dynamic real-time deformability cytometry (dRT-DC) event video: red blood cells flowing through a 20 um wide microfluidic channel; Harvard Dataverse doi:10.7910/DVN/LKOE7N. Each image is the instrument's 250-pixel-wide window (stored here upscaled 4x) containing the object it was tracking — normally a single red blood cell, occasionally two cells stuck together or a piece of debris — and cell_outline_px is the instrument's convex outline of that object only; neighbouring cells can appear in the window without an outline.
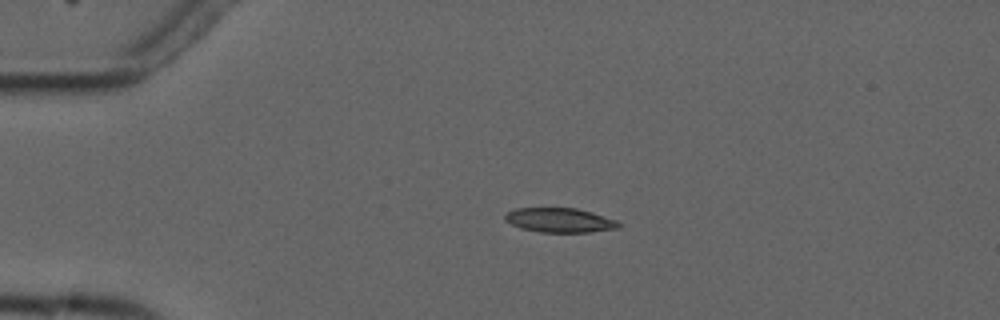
{"species": "common noctule bat (a hibernating species)", "species_latin": "Nyctalus noctula", "temperature_condition": "cold", "stored_images_in_passage": 4, "camera_frame_rate_fps": 3000, "um_per_image_px": 0.085, "animal": {"sex": "male", "forearm_length_mm": 52.5}, "frame": {"image": 1, "passage_image": 1, "time_ms": 0.0, "image_size_px": [1000, 320], "cell_outline_px": [[620, 228], [592, 232], [540, 232], [520, 228], [504, 220], [504, 216], [508, 212], [516, 208], [576, 208], [592, 212], [616, 220], [620, 224]], "centroid_in_image_um": [47.58, 18.72], "position_along_channel_um": 37.4, "area_um2": 16.18}}